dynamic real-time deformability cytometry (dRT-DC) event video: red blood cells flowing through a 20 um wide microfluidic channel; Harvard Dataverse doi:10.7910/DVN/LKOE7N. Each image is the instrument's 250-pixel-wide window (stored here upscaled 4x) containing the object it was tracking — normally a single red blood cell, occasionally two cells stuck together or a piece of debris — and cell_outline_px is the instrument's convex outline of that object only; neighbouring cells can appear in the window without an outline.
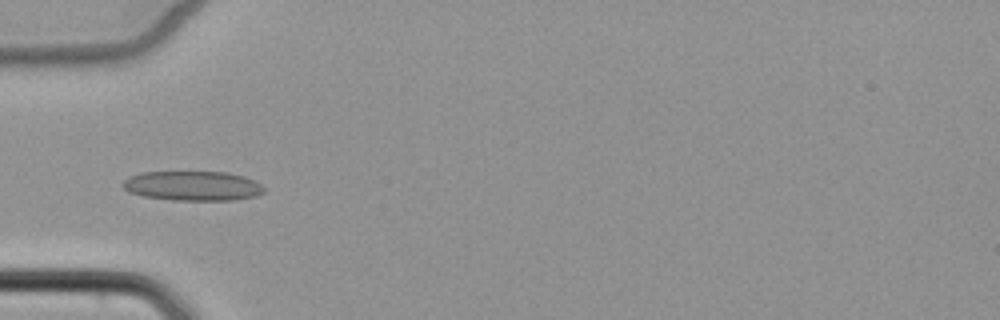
{"species": "common noctule bat (a hibernating species)", "species_latin": "Nyctalus noctula", "temperature_condition": "cold", "stored_images_in_passage": 8, "camera_frame_rate_fps": 3000, "um_per_image_px": 0.085, "animal": {"sex": "female", "body_mass_g": 22.7, "forearm_length_mm": 54.2}, "frame": {"image": 1, "passage_image": 5, "time_ms": 5.667, "image_size_px": [1000, 320], "cell_outline_px": [[264, 192], [256, 196], [236, 200], [172, 200], [144, 196], [128, 192], [120, 184], [128, 176], [140, 172], [228, 172], [244, 176], [256, 180], [264, 188]], "centroid_in_image_um": [16.37, 15.79], "position_along_channel_um": 68.6, "area_um2": 24.62}}
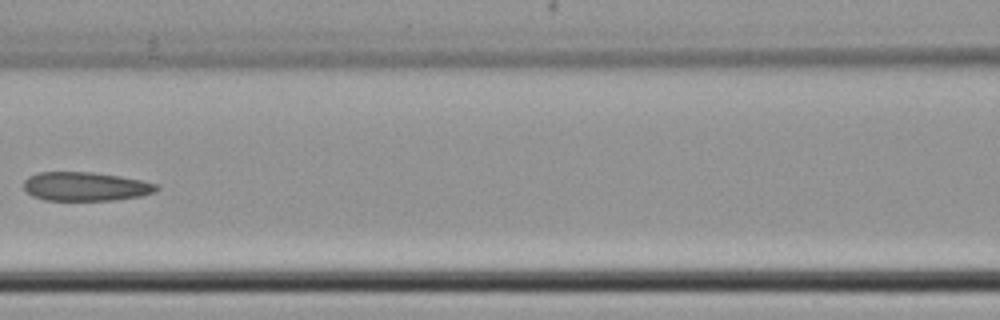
{"frame": {"image": 2, "passage_image": 7, "time_ms": 8.0, "image_size_px": [1000, 320], "cell_outline_px": [[160, 188], [156, 192], [140, 196], [112, 200], [44, 200], [32, 196], [24, 188], [24, 180], [28, 176], [36, 172], [92, 172], [120, 176], [160, 184]], "centroid_in_image_um": [7.28, 15.84], "position_along_channel_um": 159.3, "area_um2": 22.48}}
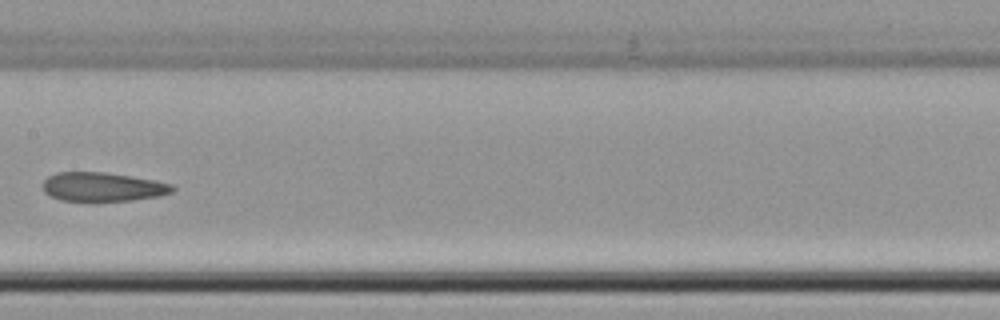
{"frame": {"image": 3, "passage_image": 8, "time_ms": 9.0, "image_size_px": [1000, 320], "cell_outline_px": [[176, 188], [172, 192], [160, 196], [132, 200], [96, 204], [88, 204], [60, 200], [44, 192], [44, 180], [48, 176], [56, 172], [104, 172], [156, 180], [172, 184]], "centroid_in_image_um": [8.72, 15.93], "position_along_channel_um": 198.7, "area_um2": 22.83}}